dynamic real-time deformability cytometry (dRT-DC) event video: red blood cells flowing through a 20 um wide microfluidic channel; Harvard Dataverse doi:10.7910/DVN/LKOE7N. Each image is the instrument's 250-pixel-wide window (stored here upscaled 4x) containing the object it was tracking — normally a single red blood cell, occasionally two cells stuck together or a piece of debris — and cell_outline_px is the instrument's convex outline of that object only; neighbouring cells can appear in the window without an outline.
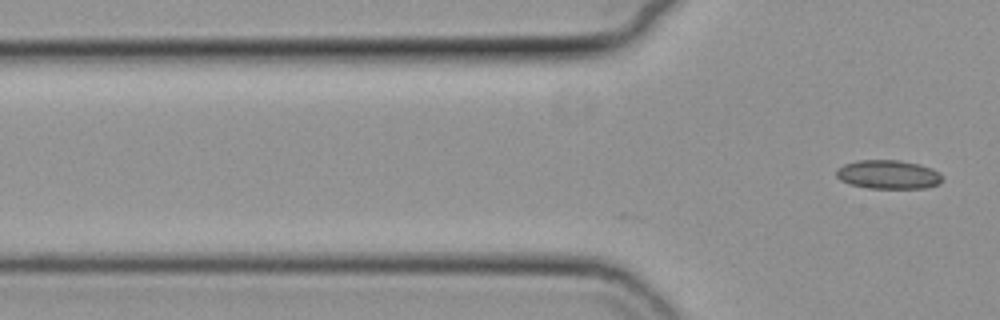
{"species": "common noctule bat (a hibernating species)", "species_latin": "Nyctalus noctula", "temperature_condition": "cold", "stored_images_in_passage": 2, "camera_frame_rate_fps": 3000, "um_per_image_px": 0.085, "animal": {"sex": "female", "body_mass_g": 19.3, "forearm_length_mm": 54.1}, "frame": {"image": 1, "passage_image": 2, "time_ms": 0.333, "image_size_px": [1000, 320], "cell_outline_px": [[944, 180], [940, 184], [924, 188], [868, 188], [852, 184], [840, 180], [836, 176], [836, 168], [844, 164], [860, 160], [900, 160], [920, 164], [932, 168], [940, 172], [944, 176]], "centroid_in_image_um": [75.55, 14.83], "position_along_channel_um": 50.2, "area_um2": 18.03}}